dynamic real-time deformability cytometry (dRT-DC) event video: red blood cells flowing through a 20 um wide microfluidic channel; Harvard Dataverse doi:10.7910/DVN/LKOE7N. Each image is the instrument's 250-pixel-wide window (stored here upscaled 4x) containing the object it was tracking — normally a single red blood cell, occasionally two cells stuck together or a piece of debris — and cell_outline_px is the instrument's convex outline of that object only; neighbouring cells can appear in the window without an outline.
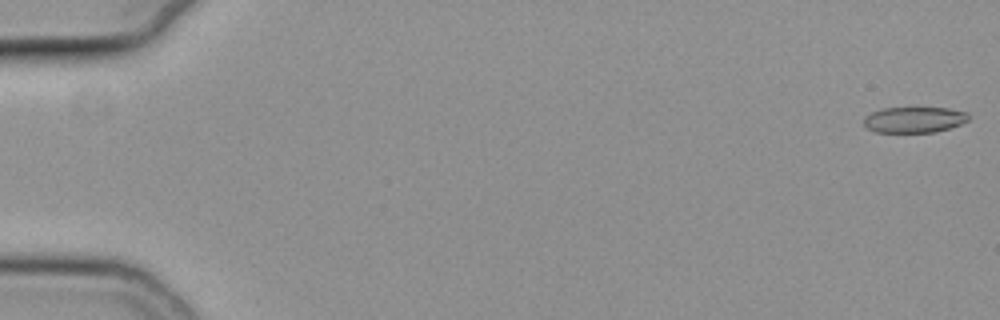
{"species": "common noctule bat (a hibernating species)", "species_latin": "Nyctalus noctula", "temperature_condition": "cold", "stored_images_in_passage": 56, "camera_frame_rate_fps": 3000, "um_per_image_px": 0.085, "animal": {"sex": "female", "body_mass_g": 19.3, "forearm_length_mm": 54.1}, "frame": {"image": 1, "passage_image": 1, "time_ms": 0.0, "image_size_px": [1000, 320], "cell_outline_px": [[968, 120], [960, 124], [948, 128], [932, 132], [876, 132], [868, 128], [864, 124], [864, 116], [872, 112], [884, 108], [948, 108], [968, 112]], "centroid_in_image_um": [77.7, 10.17], "position_along_channel_um": 7.3, "area_um2": 15.61}}
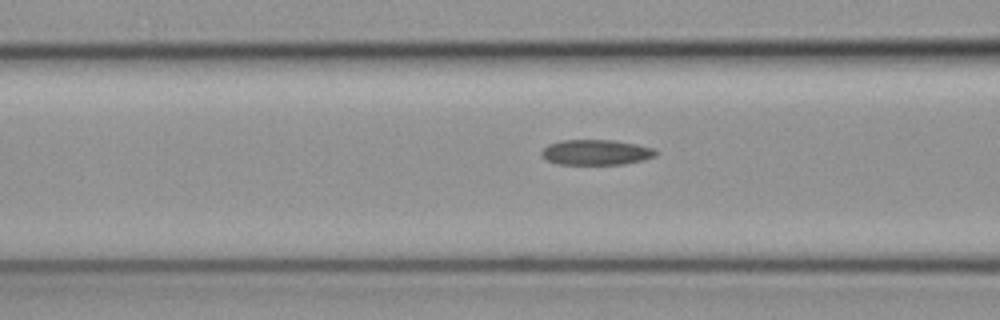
{"frame": {"image": 2, "passage_image": 23, "time_ms": 7.333, "image_size_px": [1000, 320], "cell_outline_px": [[656, 156], [624, 164], [556, 164], [548, 160], [540, 152], [548, 144], [560, 140], [612, 140], [636, 144], [652, 148], [656, 152]], "centroid_in_image_um": [50.63, 12.94], "position_along_channel_um": 116.0, "area_um2": 16.65}}
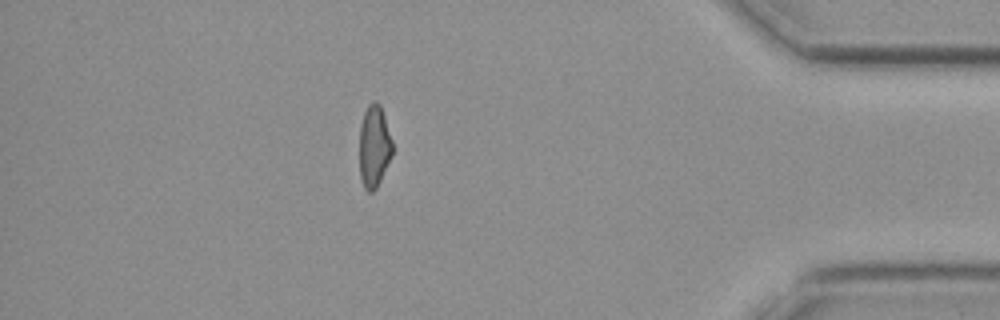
{"frame": {"image": 3, "passage_image": 49, "time_ms": 16.0, "image_size_px": [1000, 320], "cell_outline_px": [[392, 152], [380, 180], [376, 188], [372, 192], [368, 192], [364, 188], [360, 180], [360, 124], [364, 112], [368, 104], [372, 100], [376, 100], [380, 104], [392, 140]], "centroid_in_image_um": [31.78, 12.41], "position_along_channel_um": 403.4, "area_um2": 15.66}, "authors_computed_cell_mechanics": {"area_um2": 16.9643, "velocity_mm_per_s": 3.7995, "shape_relaxation_time_tau1_ms": null, "shape_relaxation_time_tau2_ms": 4.9318, "deformation_change_tau1": null, "deformation_change_tau2": 0.1257}}